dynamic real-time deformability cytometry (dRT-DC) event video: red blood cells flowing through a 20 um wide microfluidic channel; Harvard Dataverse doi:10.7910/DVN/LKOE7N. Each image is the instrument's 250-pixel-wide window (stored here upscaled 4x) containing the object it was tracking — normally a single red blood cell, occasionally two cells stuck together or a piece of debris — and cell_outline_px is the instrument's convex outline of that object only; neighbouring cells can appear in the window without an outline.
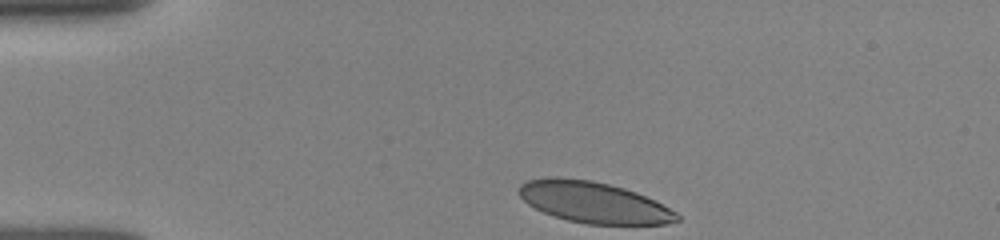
{"species": "human", "species_latin": "Homo sapiens", "temperature_condition": "room temperature", "stored_images_in_passage": 33, "camera_frame_rate_fps": 3000, "um_per_image_px": 0.085, "donor": {"sex": "female"}, "frame": {"image": 1, "passage_image": 1, "time_ms": 0.0, "image_size_px": [1000, 240], "cell_outline_px": [[680, 220], [668, 224], [588, 224], [568, 220], [544, 212], [528, 204], [520, 196], [520, 184], [528, 180], [552, 176], [592, 180], [624, 188], [636, 192], [676, 212], [680, 216]], "centroid_in_image_um": [50.46, 17.19], "position_along_channel_um": 34.5, "area_um2": 37.45}}
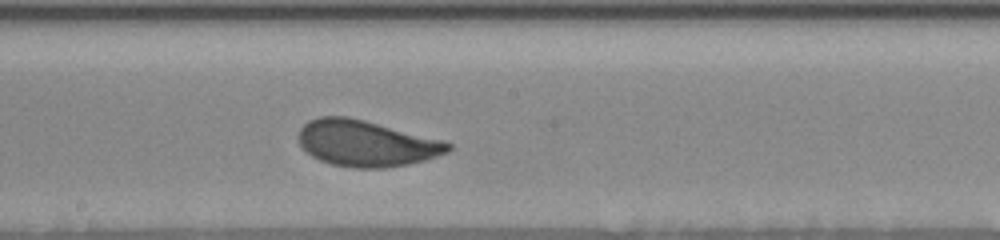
{"frame": {"image": 2, "passage_image": 19, "time_ms": 6.0, "image_size_px": [1000, 240], "cell_outline_px": [[452, 148], [448, 152], [424, 160], [408, 164], [388, 168], [352, 168], [332, 164], [320, 160], [312, 156], [300, 144], [300, 128], [308, 120], [320, 116], [348, 116], [444, 140], [452, 144]], "centroid_in_image_um": [31.15, 12.18], "position_along_channel_um": 217.1, "area_um2": 40.11}}
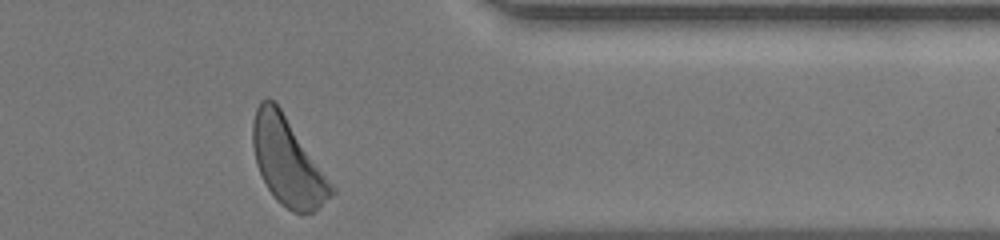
{"frame": {"image": 3, "passage_image": 33, "time_ms": 10.667, "image_size_px": [1000, 240], "cell_outline_px": [[336, 192], [312, 212], [292, 212], [280, 204], [276, 200], [268, 188], [256, 164], [252, 144], [252, 124], [256, 108], [260, 100], [268, 96], [280, 108], [336, 188]], "centroid_in_image_um": [24.44, 13.72], "position_along_channel_um": 387.0, "area_um2": 39.71}, "authors_computed_cell_mechanics": {"area_um2": 39.593, "velocity_mm_per_s": 3.8649, "shape_relaxation_time_tau1_ms": 2.1867, "shape_relaxation_time_tau2_ms": null, "deformation_change_tau1": 0.1042, "deformation_change_tau2": null}}